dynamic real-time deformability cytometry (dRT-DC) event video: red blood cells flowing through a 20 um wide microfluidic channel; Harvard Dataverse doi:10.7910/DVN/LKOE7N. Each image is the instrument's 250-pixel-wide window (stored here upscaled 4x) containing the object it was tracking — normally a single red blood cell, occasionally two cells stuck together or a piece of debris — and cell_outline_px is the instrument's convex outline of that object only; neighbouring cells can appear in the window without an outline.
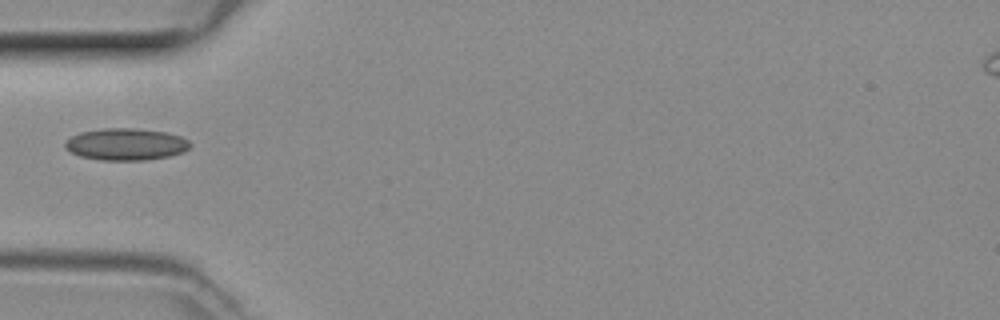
{"species": "common noctule bat (a hibernating species)", "species_latin": "Nyctalus noctula", "temperature_condition": "room temperature", "stored_images_in_passage": 34, "camera_frame_rate_fps": 3000, "um_per_image_px": 0.085, "animal": {"sex": "female", "body_mass_g": 29.2, "forearm_length_mm": 56.3}, "frame": {"image": 1, "passage_image": 1, "time_ms": 0.0, "image_size_px": [1000, 320], "cell_outline_px": [[192, 144], [184, 152], [168, 156], [144, 160], [100, 160], [80, 156], [64, 148], [64, 140], [80, 132], [104, 128], [132, 128], [168, 132], [180, 136], [188, 140]], "centroid_in_image_um": [10.69, 12.26], "position_along_channel_um": 74.3, "area_um2": 23.35}}
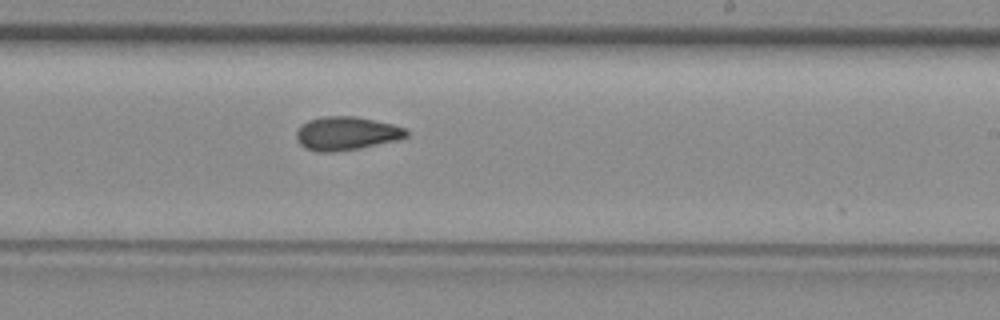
{"frame": {"image": 2, "passage_image": 14, "time_ms": 4.333, "image_size_px": [1000, 320], "cell_outline_px": [[408, 136], [400, 140], [360, 148], [332, 152], [320, 152], [308, 148], [300, 144], [296, 140], [296, 132], [308, 120], [324, 116], [356, 116], [392, 124], [404, 128], [408, 132]], "centroid_in_image_um": [29.47, 11.34], "position_along_channel_um": 259.5, "area_um2": 21.39}}
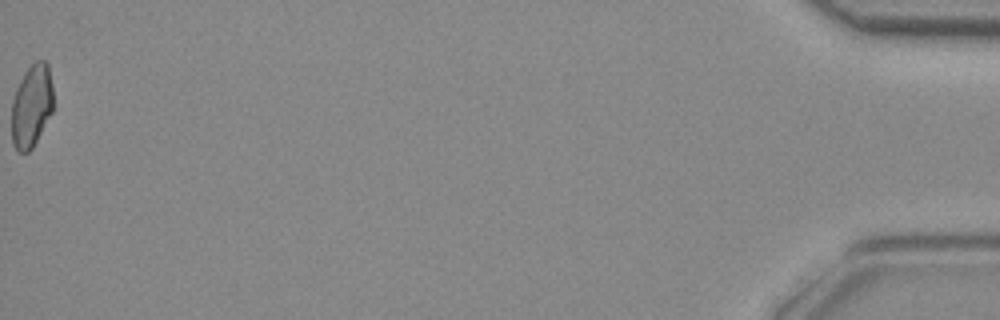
{"frame": {"image": 3, "passage_image": 34, "time_ms": 11.0, "image_size_px": [1000, 320], "cell_outline_px": [[52, 112], [32, 148], [28, 152], [20, 152], [12, 144], [12, 100], [24, 72], [36, 60], [44, 60], [48, 64], [52, 84]], "centroid_in_image_um": [2.68, 8.99], "position_along_channel_um": 432.5, "area_um2": 19.88}}